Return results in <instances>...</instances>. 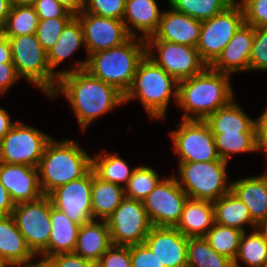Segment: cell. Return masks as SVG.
Listing matches in <instances>:
<instances>
[{
    "label": "cell",
    "instance_id": "cell-1",
    "mask_svg": "<svg viewBox=\"0 0 267 267\" xmlns=\"http://www.w3.org/2000/svg\"><path fill=\"white\" fill-rule=\"evenodd\" d=\"M60 93L72 106L83 131L99 116L124 104L123 93L85 69L59 77L57 87L49 98L54 100Z\"/></svg>",
    "mask_w": 267,
    "mask_h": 267
},
{
    "label": "cell",
    "instance_id": "cell-23",
    "mask_svg": "<svg viewBox=\"0 0 267 267\" xmlns=\"http://www.w3.org/2000/svg\"><path fill=\"white\" fill-rule=\"evenodd\" d=\"M112 245L106 220H91L80 225L74 252L80 257L98 263L102 254Z\"/></svg>",
    "mask_w": 267,
    "mask_h": 267
},
{
    "label": "cell",
    "instance_id": "cell-2",
    "mask_svg": "<svg viewBox=\"0 0 267 267\" xmlns=\"http://www.w3.org/2000/svg\"><path fill=\"white\" fill-rule=\"evenodd\" d=\"M146 54V40L139 36L131 37L120 46L90 54L87 60L75 63L76 67L71 70H59L57 77L85 69L125 95L132 85L139 62Z\"/></svg>",
    "mask_w": 267,
    "mask_h": 267
},
{
    "label": "cell",
    "instance_id": "cell-53",
    "mask_svg": "<svg viewBox=\"0 0 267 267\" xmlns=\"http://www.w3.org/2000/svg\"><path fill=\"white\" fill-rule=\"evenodd\" d=\"M12 5L10 4L9 0H0V24H6L7 17L11 10Z\"/></svg>",
    "mask_w": 267,
    "mask_h": 267
},
{
    "label": "cell",
    "instance_id": "cell-8",
    "mask_svg": "<svg viewBox=\"0 0 267 267\" xmlns=\"http://www.w3.org/2000/svg\"><path fill=\"white\" fill-rule=\"evenodd\" d=\"M244 23V11L237 0L224 11L202 21L200 38L196 48L207 66H210L218 58Z\"/></svg>",
    "mask_w": 267,
    "mask_h": 267
},
{
    "label": "cell",
    "instance_id": "cell-22",
    "mask_svg": "<svg viewBox=\"0 0 267 267\" xmlns=\"http://www.w3.org/2000/svg\"><path fill=\"white\" fill-rule=\"evenodd\" d=\"M157 4L155 0H126L123 22L132 37H138L139 31L146 40L157 31L162 14Z\"/></svg>",
    "mask_w": 267,
    "mask_h": 267
},
{
    "label": "cell",
    "instance_id": "cell-9",
    "mask_svg": "<svg viewBox=\"0 0 267 267\" xmlns=\"http://www.w3.org/2000/svg\"><path fill=\"white\" fill-rule=\"evenodd\" d=\"M170 132L179 162H210L220 160L214 136L205 120H183Z\"/></svg>",
    "mask_w": 267,
    "mask_h": 267
},
{
    "label": "cell",
    "instance_id": "cell-27",
    "mask_svg": "<svg viewBox=\"0 0 267 267\" xmlns=\"http://www.w3.org/2000/svg\"><path fill=\"white\" fill-rule=\"evenodd\" d=\"M234 100L205 120L213 134L256 132L255 120L250 118Z\"/></svg>",
    "mask_w": 267,
    "mask_h": 267
},
{
    "label": "cell",
    "instance_id": "cell-51",
    "mask_svg": "<svg viewBox=\"0 0 267 267\" xmlns=\"http://www.w3.org/2000/svg\"><path fill=\"white\" fill-rule=\"evenodd\" d=\"M11 117L4 108H0V141L14 126L17 121H11Z\"/></svg>",
    "mask_w": 267,
    "mask_h": 267
},
{
    "label": "cell",
    "instance_id": "cell-58",
    "mask_svg": "<svg viewBox=\"0 0 267 267\" xmlns=\"http://www.w3.org/2000/svg\"><path fill=\"white\" fill-rule=\"evenodd\" d=\"M0 267H10V266L0 257Z\"/></svg>",
    "mask_w": 267,
    "mask_h": 267
},
{
    "label": "cell",
    "instance_id": "cell-20",
    "mask_svg": "<svg viewBox=\"0 0 267 267\" xmlns=\"http://www.w3.org/2000/svg\"><path fill=\"white\" fill-rule=\"evenodd\" d=\"M253 39L254 27L244 23L210 67L229 75L249 71Z\"/></svg>",
    "mask_w": 267,
    "mask_h": 267
},
{
    "label": "cell",
    "instance_id": "cell-16",
    "mask_svg": "<svg viewBox=\"0 0 267 267\" xmlns=\"http://www.w3.org/2000/svg\"><path fill=\"white\" fill-rule=\"evenodd\" d=\"M76 17L83 28L87 57L95 52L120 46L132 37L123 20L102 17L85 11Z\"/></svg>",
    "mask_w": 267,
    "mask_h": 267
},
{
    "label": "cell",
    "instance_id": "cell-40",
    "mask_svg": "<svg viewBox=\"0 0 267 267\" xmlns=\"http://www.w3.org/2000/svg\"><path fill=\"white\" fill-rule=\"evenodd\" d=\"M267 71V27L254 28L250 71Z\"/></svg>",
    "mask_w": 267,
    "mask_h": 267
},
{
    "label": "cell",
    "instance_id": "cell-59",
    "mask_svg": "<svg viewBox=\"0 0 267 267\" xmlns=\"http://www.w3.org/2000/svg\"><path fill=\"white\" fill-rule=\"evenodd\" d=\"M262 267H267V261L264 263V265Z\"/></svg>",
    "mask_w": 267,
    "mask_h": 267
},
{
    "label": "cell",
    "instance_id": "cell-50",
    "mask_svg": "<svg viewBox=\"0 0 267 267\" xmlns=\"http://www.w3.org/2000/svg\"><path fill=\"white\" fill-rule=\"evenodd\" d=\"M69 13L77 16L85 10L86 0H57Z\"/></svg>",
    "mask_w": 267,
    "mask_h": 267
},
{
    "label": "cell",
    "instance_id": "cell-17",
    "mask_svg": "<svg viewBox=\"0 0 267 267\" xmlns=\"http://www.w3.org/2000/svg\"><path fill=\"white\" fill-rule=\"evenodd\" d=\"M144 243L164 267H187L188 238L176 227L152 226Z\"/></svg>",
    "mask_w": 267,
    "mask_h": 267
},
{
    "label": "cell",
    "instance_id": "cell-55",
    "mask_svg": "<svg viewBox=\"0 0 267 267\" xmlns=\"http://www.w3.org/2000/svg\"><path fill=\"white\" fill-rule=\"evenodd\" d=\"M39 262L31 263L30 267H58L57 264L51 259L47 257H42Z\"/></svg>",
    "mask_w": 267,
    "mask_h": 267
},
{
    "label": "cell",
    "instance_id": "cell-45",
    "mask_svg": "<svg viewBox=\"0 0 267 267\" xmlns=\"http://www.w3.org/2000/svg\"><path fill=\"white\" fill-rule=\"evenodd\" d=\"M32 5L39 20L74 17L57 0H35Z\"/></svg>",
    "mask_w": 267,
    "mask_h": 267
},
{
    "label": "cell",
    "instance_id": "cell-10",
    "mask_svg": "<svg viewBox=\"0 0 267 267\" xmlns=\"http://www.w3.org/2000/svg\"><path fill=\"white\" fill-rule=\"evenodd\" d=\"M51 137L17 121L0 141V162L37 168Z\"/></svg>",
    "mask_w": 267,
    "mask_h": 267
},
{
    "label": "cell",
    "instance_id": "cell-37",
    "mask_svg": "<svg viewBox=\"0 0 267 267\" xmlns=\"http://www.w3.org/2000/svg\"><path fill=\"white\" fill-rule=\"evenodd\" d=\"M242 233L243 231L237 228L215 223L204 238L217 253L234 261L238 253Z\"/></svg>",
    "mask_w": 267,
    "mask_h": 267
},
{
    "label": "cell",
    "instance_id": "cell-57",
    "mask_svg": "<svg viewBox=\"0 0 267 267\" xmlns=\"http://www.w3.org/2000/svg\"><path fill=\"white\" fill-rule=\"evenodd\" d=\"M5 37V26L0 24V41H2Z\"/></svg>",
    "mask_w": 267,
    "mask_h": 267
},
{
    "label": "cell",
    "instance_id": "cell-14",
    "mask_svg": "<svg viewBox=\"0 0 267 267\" xmlns=\"http://www.w3.org/2000/svg\"><path fill=\"white\" fill-rule=\"evenodd\" d=\"M156 48L158 56H154ZM147 55L177 81L202 72L207 64L196 47L169 41H146Z\"/></svg>",
    "mask_w": 267,
    "mask_h": 267
},
{
    "label": "cell",
    "instance_id": "cell-47",
    "mask_svg": "<svg viewBox=\"0 0 267 267\" xmlns=\"http://www.w3.org/2000/svg\"><path fill=\"white\" fill-rule=\"evenodd\" d=\"M19 78L13 63L0 64V94H4L9 90Z\"/></svg>",
    "mask_w": 267,
    "mask_h": 267
},
{
    "label": "cell",
    "instance_id": "cell-15",
    "mask_svg": "<svg viewBox=\"0 0 267 267\" xmlns=\"http://www.w3.org/2000/svg\"><path fill=\"white\" fill-rule=\"evenodd\" d=\"M91 193L92 168L83 177L58 186L48 196L53 207L82 225L93 220Z\"/></svg>",
    "mask_w": 267,
    "mask_h": 267
},
{
    "label": "cell",
    "instance_id": "cell-43",
    "mask_svg": "<svg viewBox=\"0 0 267 267\" xmlns=\"http://www.w3.org/2000/svg\"><path fill=\"white\" fill-rule=\"evenodd\" d=\"M97 267H132L130 246L111 245L102 254Z\"/></svg>",
    "mask_w": 267,
    "mask_h": 267
},
{
    "label": "cell",
    "instance_id": "cell-5",
    "mask_svg": "<svg viewBox=\"0 0 267 267\" xmlns=\"http://www.w3.org/2000/svg\"><path fill=\"white\" fill-rule=\"evenodd\" d=\"M174 89V90H173ZM178 81L146 54L139 62L124 103L139 99L150 118L165 119L172 97L177 103Z\"/></svg>",
    "mask_w": 267,
    "mask_h": 267
},
{
    "label": "cell",
    "instance_id": "cell-21",
    "mask_svg": "<svg viewBox=\"0 0 267 267\" xmlns=\"http://www.w3.org/2000/svg\"><path fill=\"white\" fill-rule=\"evenodd\" d=\"M35 254L28 247L12 215L0 216V257L10 266H29Z\"/></svg>",
    "mask_w": 267,
    "mask_h": 267
},
{
    "label": "cell",
    "instance_id": "cell-38",
    "mask_svg": "<svg viewBox=\"0 0 267 267\" xmlns=\"http://www.w3.org/2000/svg\"><path fill=\"white\" fill-rule=\"evenodd\" d=\"M159 174L149 166H137L124 187L125 197L143 201L160 182Z\"/></svg>",
    "mask_w": 267,
    "mask_h": 267
},
{
    "label": "cell",
    "instance_id": "cell-34",
    "mask_svg": "<svg viewBox=\"0 0 267 267\" xmlns=\"http://www.w3.org/2000/svg\"><path fill=\"white\" fill-rule=\"evenodd\" d=\"M239 261L249 267H262L267 261V244L255 229L249 235L242 233L233 267H240Z\"/></svg>",
    "mask_w": 267,
    "mask_h": 267
},
{
    "label": "cell",
    "instance_id": "cell-54",
    "mask_svg": "<svg viewBox=\"0 0 267 267\" xmlns=\"http://www.w3.org/2000/svg\"><path fill=\"white\" fill-rule=\"evenodd\" d=\"M255 230L267 244V216L255 224Z\"/></svg>",
    "mask_w": 267,
    "mask_h": 267
},
{
    "label": "cell",
    "instance_id": "cell-46",
    "mask_svg": "<svg viewBox=\"0 0 267 267\" xmlns=\"http://www.w3.org/2000/svg\"><path fill=\"white\" fill-rule=\"evenodd\" d=\"M58 267H97V264L86 260L75 253H60L50 257Z\"/></svg>",
    "mask_w": 267,
    "mask_h": 267
},
{
    "label": "cell",
    "instance_id": "cell-41",
    "mask_svg": "<svg viewBox=\"0 0 267 267\" xmlns=\"http://www.w3.org/2000/svg\"><path fill=\"white\" fill-rule=\"evenodd\" d=\"M126 0H86L85 12L123 20Z\"/></svg>",
    "mask_w": 267,
    "mask_h": 267
},
{
    "label": "cell",
    "instance_id": "cell-26",
    "mask_svg": "<svg viewBox=\"0 0 267 267\" xmlns=\"http://www.w3.org/2000/svg\"><path fill=\"white\" fill-rule=\"evenodd\" d=\"M231 184V191L246 205L255 223L267 216L266 172L260 176L238 179Z\"/></svg>",
    "mask_w": 267,
    "mask_h": 267
},
{
    "label": "cell",
    "instance_id": "cell-32",
    "mask_svg": "<svg viewBox=\"0 0 267 267\" xmlns=\"http://www.w3.org/2000/svg\"><path fill=\"white\" fill-rule=\"evenodd\" d=\"M187 267H233V261L217 253L204 237L188 238Z\"/></svg>",
    "mask_w": 267,
    "mask_h": 267
},
{
    "label": "cell",
    "instance_id": "cell-42",
    "mask_svg": "<svg viewBox=\"0 0 267 267\" xmlns=\"http://www.w3.org/2000/svg\"><path fill=\"white\" fill-rule=\"evenodd\" d=\"M244 11L245 24L267 27V0H240Z\"/></svg>",
    "mask_w": 267,
    "mask_h": 267
},
{
    "label": "cell",
    "instance_id": "cell-7",
    "mask_svg": "<svg viewBox=\"0 0 267 267\" xmlns=\"http://www.w3.org/2000/svg\"><path fill=\"white\" fill-rule=\"evenodd\" d=\"M227 164L223 159L210 162H178L179 186L189 198L214 202L231 191L227 183Z\"/></svg>",
    "mask_w": 267,
    "mask_h": 267
},
{
    "label": "cell",
    "instance_id": "cell-12",
    "mask_svg": "<svg viewBox=\"0 0 267 267\" xmlns=\"http://www.w3.org/2000/svg\"><path fill=\"white\" fill-rule=\"evenodd\" d=\"M112 245L144 243L152 225L143 202L125 197L106 219Z\"/></svg>",
    "mask_w": 267,
    "mask_h": 267
},
{
    "label": "cell",
    "instance_id": "cell-25",
    "mask_svg": "<svg viewBox=\"0 0 267 267\" xmlns=\"http://www.w3.org/2000/svg\"><path fill=\"white\" fill-rule=\"evenodd\" d=\"M214 224L213 202L188 198L176 228L187 238L204 237Z\"/></svg>",
    "mask_w": 267,
    "mask_h": 267
},
{
    "label": "cell",
    "instance_id": "cell-18",
    "mask_svg": "<svg viewBox=\"0 0 267 267\" xmlns=\"http://www.w3.org/2000/svg\"><path fill=\"white\" fill-rule=\"evenodd\" d=\"M0 182L15 204L34 201L44 195L38 168L32 166L0 162Z\"/></svg>",
    "mask_w": 267,
    "mask_h": 267
},
{
    "label": "cell",
    "instance_id": "cell-3",
    "mask_svg": "<svg viewBox=\"0 0 267 267\" xmlns=\"http://www.w3.org/2000/svg\"><path fill=\"white\" fill-rule=\"evenodd\" d=\"M231 75L207 66L202 72L178 81L177 105L183 120H206L234 98Z\"/></svg>",
    "mask_w": 267,
    "mask_h": 267
},
{
    "label": "cell",
    "instance_id": "cell-24",
    "mask_svg": "<svg viewBox=\"0 0 267 267\" xmlns=\"http://www.w3.org/2000/svg\"><path fill=\"white\" fill-rule=\"evenodd\" d=\"M51 235L48 247L40 254L50 258L60 253H73L80 224L70 220L61 210L52 206L50 200Z\"/></svg>",
    "mask_w": 267,
    "mask_h": 267
},
{
    "label": "cell",
    "instance_id": "cell-4",
    "mask_svg": "<svg viewBox=\"0 0 267 267\" xmlns=\"http://www.w3.org/2000/svg\"><path fill=\"white\" fill-rule=\"evenodd\" d=\"M37 168L41 190L48 195L58 186L83 177L92 168V157L72 139L59 142L51 138Z\"/></svg>",
    "mask_w": 267,
    "mask_h": 267
},
{
    "label": "cell",
    "instance_id": "cell-13",
    "mask_svg": "<svg viewBox=\"0 0 267 267\" xmlns=\"http://www.w3.org/2000/svg\"><path fill=\"white\" fill-rule=\"evenodd\" d=\"M188 198L173 175L161 179L142 202L152 226L176 227Z\"/></svg>",
    "mask_w": 267,
    "mask_h": 267
},
{
    "label": "cell",
    "instance_id": "cell-44",
    "mask_svg": "<svg viewBox=\"0 0 267 267\" xmlns=\"http://www.w3.org/2000/svg\"><path fill=\"white\" fill-rule=\"evenodd\" d=\"M130 256L132 267H164L145 243L130 245Z\"/></svg>",
    "mask_w": 267,
    "mask_h": 267
},
{
    "label": "cell",
    "instance_id": "cell-56",
    "mask_svg": "<svg viewBox=\"0 0 267 267\" xmlns=\"http://www.w3.org/2000/svg\"><path fill=\"white\" fill-rule=\"evenodd\" d=\"M35 0H9L10 4L13 5H23V4H33Z\"/></svg>",
    "mask_w": 267,
    "mask_h": 267
},
{
    "label": "cell",
    "instance_id": "cell-48",
    "mask_svg": "<svg viewBox=\"0 0 267 267\" xmlns=\"http://www.w3.org/2000/svg\"><path fill=\"white\" fill-rule=\"evenodd\" d=\"M255 123L257 152L264 151L267 158V108L255 119Z\"/></svg>",
    "mask_w": 267,
    "mask_h": 267
},
{
    "label": "cell",
    "instance_id": "cell-33",
    "mask_svg": "<svg viewBox=\"0 0 267 267\" xmlns=\"http://www.w3.org/2000/svg\"><path fill=\"white\" fill-rule=\"evenodd\" d=\"M220 159L229 161L232 154L257 152L256 132L213 134Z\"/></svg>",
    "mask_w": 267,
    "mask_h": 267
},
{
    "label": "cell",
    "instance_id": "cell-30",
    "mask_svg": "<svg viewBox=\"0 0 267 267\" xmlns=\"http://www.w3.org/2000/svg\"><path fill=\"white\" fill-rule=\"evenodd\" d=\"M84 44L83 28L79 19L74 16L63 28L57 42L47 53V60L51 71L56 74L54 68L70 57Z\"/></svg>",
    "mask_w": 267,
    "mask_h": 267
},
{
    "label": "cell",
    "instance_id": "cell-35",
    "mask_svg": "<svg viewBox=\"0 0 267 267\" xmlns=\"http://www.w3.org/2000/svg\"><path fill=\"white\" fill-rule=\"evenodd\" d=\"M39 18L32 4L13 5L5 24V36L16 37L34 34Z\"/></svg>",
    "mask_w": 267,
    "mask_h": 267
},
{
    "label": "cell",
    "instance_id": "cell-6",
    "mask_svg": "<svg viewBox=\"0 0 267 267\" xmlns=\"http://www.w3.org/2000/svg\"><path fill=\"white\" fill-rule=\"evenodd\" d=\"M12 62L20 78L31 82L48 97L58 84V77L48 64L47 52L42 48L36 33L8 37Z\"/></svg>",
    "mask_w": 267,
    "mask_h": 267
},
{
    "label": "cell",
    "instance_id": "cell-39",
    "mask_svg": "<svg viewBox=\"0 0 267 267\" xmlns=\"http://www.w3.org/2000/svg\"><path fill=\"white\" fill-rule=\"evenodd\" d=\"M72 18H49L39 20L36 36L42 48L48 53L57 42L63 28Z\"/></svg>",
    "mask_w": 267,
    "mask_h": 267
},
{
    "label": "cell",
    "instance_id": "cell-19",
    "mask_svg": "<svg viewBox=\"0 0 267 267\" xmlns=\"http://www.w3.org/2000/svg\"><path fill=\"white\" fill-rule=\"evenodd\" d=\"M169 8L168 11H162L157 31L146 41H169L196 47L200 38L202 21Z\"/></svg>",
    "mask_w": 267,
    "mask_h": 267
},
{
    "label": "cell",
    "instance_id": "cell-49",
    "mask_svg": "<svg viewBox=\"0 0 267 267\" xmlns=\"http://www.w3.org/2000/svg\"><path fill=\"white\" fill-rule=\"evenodd\" d=\"M15 203L12 201L9 192L0 182V216L12 215Z\"/></svg>",
    "mask_w": 267,
    "mask_h": 267
},
{
    "label": "cell",
    "instance_id": "cell-36",
    "mask_svg": "<svg viewBox=\"0 0 267 267\" xmlns=\"http://www.w3.org/2000/svg\"><path fill=\"white\" fill-rule=\"evenodd\" d=\"M235 0H168V6L199 21L224 11Z\"/></svg>",
    "mask_w": 267,
    "mask_h": 267
},
{
    "label": "cell",
    "instance_id": "cell-52",
    "mask_svg": "<svg viewBox=\"0 0 267 267\" xmlns=\"http://www.w3.org/2000/svg\"><path fill=\"white\" fill-rule=\"evenodd\" d=\"M2 63H13L8 37L0 41V64Z\"/></svg>",
    "mask_w": 267,
    "mask_h": 267
},
{
    "label": "cell",
    "instance_id": "cell-31",
    "mask_svg": "<svg viewBox=\"0 0 267 267\" xmlns=\"http://www.w3.org/2000/svg\"><path fill=\"white\" fill-rule=\"evenodd\" d=\"M92 170L101 180L111 182L116 185H127L134 169H130L127 162L118 156V153L106 154L98 153L92 157ZM122 184V185H121Z\"/></svg>",
    "mask_w": 267,
    "mask_h": 267
},
{
    "label": "cell",
    "instance_id": "cell-11",
    "mask_svg": "<svg viewBox=\"0 0 267 267\" xmlns=\"http://www.w3.org/2000/svg\"><path fill=\"white\" fill-rule=\"evenodd\" d=\"M12 216L28 247L39 256L48 247L51 235L49 196L15 204Z\"/></svg>",
    "mask_w": 267,
    "mask_h": 267
},
{
    "label": "cell",
    "instance_id": "cell-28",
    "mask_svg": "<svg viewBox=\"0 0 267 267\" xmlns=\"http://www.w3.org/2000/svg\"><path fill=\"white\" fill-rule=\"evenodd\" d=\"M124 198L125 191L123 186L101 180L92 170L91 204L93 220L100 218L106 220Z\"/></svg>",
    "mask_w": 267,
    "mask_h": 267
},
{
    "label": "cell",
    "instance_id": "cell-29",
    "mask_svg": "<svg viewBox=\"0 0 267 267\" xmlns=\"http://www.w3.org/2000/svg\"><path fill=\"white\" fill-rule=\"evenodd\" d=\"M215 210V223L234 227L245 232V224L255 229V222L251 219L248 208L242 200L229 191L213 202Z\"/></svg>",
    "mask_w": 267,
    "mask_h": 267
}]
</instances>
